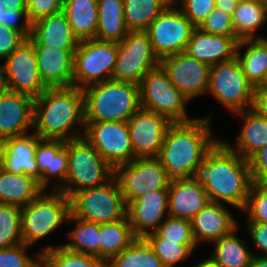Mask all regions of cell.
Wrapping results in <instances>:
<instances>
[{
  "label": "cell",
  "mask_w": 267,
  "mask_h": 267,
  "mask_svg": "<svg viewBox=\"0 0 267 267\" xmlns=\"http://www.w3.org/2000/svg\"><path fill=\"white\" fill-rule=\"evenodd\" d=\"M198 177L211 202L243 210L253 185L249 161L218 140L207 152Z\"/></svg>",
  "instance_id": "6da1fadb"
},
{
  "label": "cell",
  "mask_w": 267,
  "mask_h": 267,
  "mask_svg": "<svg viewBox=\"0 0 267 267\" xmlns=\"http://www.w3.org/2000/svg\"><path fill=\"white\" fill-rule=\"evenodd\" d=\"M210 118H197L168 127L157 158L171 179L199 175L205 155L219 140L213 138Z\"/></svg>",
  "instance_id": "7a4b0ae2"
},
{
  "label": "cell",
  "mask_w": 267,
  "mask_h": 267,
  "mask_svg": "<svg viewBox=\"0 0 267 267\" xmlns=\"http://www.w3.org/2000/svg\"><path fill=\"white\" fill-rule=\"evenodd\" d=\"M77 125L85 129L82 89L74 86L47 88L34 99L33 132L41 139L68 141L79 138L84 131L71 133Z\"/></svg>",
  "instance_id": "3957f363"
},
{
  "label": "cell",
  "mask_w": 267,
  "mask_h": 267,
  "mask_svg": "<svg viewBox=\"0 0 267 267\" xmlns=\"http://www.w3.org/2000/svg\"><path fill=\"white\" fill-rule=\"evenodd\" d=\"M85 121H121L141 107L139 84L108 80L83 89Z\"/></svg>",
  "instance_id": "277c9868"
},
{
  "label": "cell",
  "mask_w": 267,
  "mask_h": 267,
  "mask_svg": "<svg viewBox=\"0 0 267 267\" xmlns=\"http://www.w3.org/2000/svg\"><path fill=\"white\" fill-rule=\"evenodd\" d=\"M68 153V173L58 189L68 198L75 192L95 188L114 177V168L81 136L65 141Z\"/></svg>",
  "instance_id": "5b68a950"
},
{
  "label": "cell",
  "mask_w": 267,
  "mask_h": 267,
  "mask_svg": "<svg viewBox=\"0 0 267 267\" xmlns=\"http://www.w3.org/2000/svg\"><path fill=\"white\" fill-rule=\"evenodd\" d=\"M45 192V193H44ZM70 200L59 190H43L33 201L21 208V234L27 246L35 244L68 222Z\"/></svg>",
  "instance_id": "8992f818"
},
{
  "label": "cell",
  "mask_w": 267,
  "mask_h": 267,
  "mask_svg": "<svg viewBox=\"0 0 267 267\" xmlns=\"http://www.w3.org/2000/svg\"><path fill=\"white\" fill-rule=\"evenodd\" d=\"M70 215L95 223H112L126 217L127 205L117 180L73 193L70 197Z\"/></svg>",
  "instance_id": "52a82bcc"
},
{
  "label": "cell",
  "mask_w": 267,
  "mask_h": 267,
  "mask_svg": "<svg viewBox=\"0 0 267 267\" xmlns=\"http://www.w3.org/2000/svg\"><path fill=\"white\" fill-rule=\"evenodd\" d=\"M139 95L141 108L156 112L172 124L195 120L188 117L185 109L189 99L176 89L160 66L142 78Z\"/></svg>",
  "instance_id": "ba28073f"
},
{
  "label": "cell",
  "mask_w": 267,
  "mask_h": 267,
  "mask_svg": "<svg viewBox=\"0 0 267 267\" xmlns=\"http://www.w3.org/2000/svg\"><path fill=\"white\" fill-rule=\"evenodd\" d=\"M117 52L116 42L97 39L79 41L74 53L73 86L83 90L111 80Z\"/></svg>",
  "instance_id": "9c48e42d"
},
{
  "label": "cell",
  "mask_w": 267,
  "mask_h": 267,
  "mask_svg": "<svg viewBox=\"0 0 267 267\" xmlns=\"http://www.w3.org/2000/svg\"><path fill=\"white\" fill-rule=\"evenodd\" d=\"M208 92L235 114L252 108L255 88L235 57L211 66Z\"/></svg>",
  "instance_id": "30bf717a"
},
{
  "label": "cell",
  "mask_w": 267,
  "mask_h": 267,
  "mask_svg": "<svg viewBox=\"0 0 267 267\" xmlns=\"http://www.w3.org/2000/svg\"><path fill=\"white\" fill-rule=\"evenodd\" d=\"M117 46L112 80L139 84L147 72L159 66L160 60L145 31H129Z\"/></svg>",
  "instance_id": "8fae6325"
},
{
  "label": "cell",
  "mask_w": 267,
  "mask_h": 267,
  "mask_svg": "<svg viewBox=\"0 0 267 267\" xmlns=\"http://www.w3.org/2000/svg\"><path fill=\"white\" fill-rule=\"evenodd\" d=\"M126 205L145 193L168 189L171 178L156 158H137L114 168Z\"/></svg>",
  "instance_id": "7c38bea8"
},
{
  "label": "cell",
  "mask_w": 267,
  "mask_h": 267,
  "mask_svg": "<svg viewBox=\"0 0 267 267\" xmlns=\"http://www.w3.org/2000/svg\"><path fill=\"white\" fill-rule=\"evenodd\" d=\"M172 2L145 30L155 55L160 59L185 52L196 28Z\"/></svg>",
  "instance_id": "4fadbf2b"
},
{
  "label": "cell",
  "mask_w": 267,
  "mask_h": 267,
  "mask_svg": "<svg viewBox=\"0 0 267 267\" xmlns=\"http://www.w3.org/2000/svg\"><path fill=\"white\" fill-rule=\"evenodd\" d=\"M84 138L113 168L134 159L127 122L85 121Z\"/></svg>",
  "instance_id": "5bb4252c"
},
{
  "label": "cell",
  "mask_w": 267,
  "mask_h": 267,
  "mask_svg": "<svg viewBox=\"0 0 267 267\" xmlns=\"http://www.w3.org/2000/svg\"><path fill=\"white\" fill-rule=\"evenodd\" d=\"M2 66L3 88L37 98L47 87L43 84L33 45L26 40Z\"/></svg>",
  "instance_id": "9a60e30c"
},
{
  "label": "cell",
  "mask_w": 267,
  "mask_h": 267,
  "mask_svg": "<svg viewBox=\"0 0 267 267\" xmlns=\"http://www.w3.org/2000/svg\"><path fill=\"white\" fill-rule=\"evenodd\" d=\"M159 66L176 89L189 100L207 93L211 69L208 64L181 52L160 59Z\"/></svg>",
  "instance_id": "2e32d148"
},
{
  "label": "cell",
  "mask_w": 267,
  "mask_h": 267,
  "mask_svg": "<svg viewBox=\"0 0 267 267\" xmlns=\"http://www.w3.org/2000/svg\"><path fill=\"white\" fill-rule=\"evenodd\" d=\"M127 124L134 159L158 157L165 133L172 123L156 112L140 107Z\"/></svg>",
  "instance_id": "e0dca14e"
},
{
  "label": "cell",
  "mask_w": 267,
  "mask_h": 267,
  "mask_svg": "<svg viewBox=\"0 0 267 267\" xmlns=\"http://www.w3.org/2000/svg\"><path fill=\"white\" fill-rule=\"evenodd\" d=\"M27 40L35 50L43 84L47 88L73 86L75 50L41 45L32 36Z\"/></svg>",
  "instance_id": "ac0fdd59"
},
{
  "label": "cell",
  "mask_w": 267,
  "mask_h": 267,
  "mask_svg": "<svg viewBox=\"0 0 267 267\" xmlns=\"http://www.w3.org/2000/svg\"><path fill=\"white\" fill-rule=\"evenodd\" d=\"M126 216L136 237L154 232L168 216V189L145 193L128 203Z\"/></svg>",
  "instance_id": "d6986e66"
},
{
  "label": "cell",
  "mask_w": 267,
  "mask_h": 267,
  "mask_svg": "<svg viewBox=\"0 0 267 267\" xmlns=\"http://www.w3.org/2000/svg\"><path fill=\"white\" fill-rule=\"evenodd\" d=\"M33 102L28 95L5 88L0 90V137L28 134L33 128Z\"/></svg>",
  "instance_id": "ffe728a7"
},
{
  "label": "cell",
  "mask_w": 267,
  "mask_h": 267,
  "mask_svg": "<svg viewBox=\"0 0 267 267\" xmlns=\"http://www.w3.org/2000/svg\"><path fill=\"white\" fill-rule=\"evenodd\" d=\"M209 202L198 176L171 180L168 187V216L191 220Z\"/></svg>",
  "instance_id": "44dd1931"
},
{
  "label": "cell",
  "mask_w": 267,
  "mask_h": 267,
  "mask_svg": "<svg viewBox=\"0 0 267 267\" xmlns=\"http://www.w3.org/2000/svg\"><path fill=\"white\" fill-rule=\"evenodd\" d=\"M239 40L235 36H218L195 28L185 52L209 66L233 60Z\"/></svg>",
  "instance_id": "7402d4cb"
},
{
  "label": "cell",
  "mask_w": 267,
  "mask_h": 267,
  "mask_svg": "<svg viewBox=\"0 0 267 267\" xmlns=\"http://www.w3.org/2000/svg\"><path fill=\"white\" fill-rule=\"evenodd\" d=\"M191 227L196 244L199 241L211 242L229 234L238 226L229 210L222 203L209 202L191 220Z\"/></svg>",
  "instance_id": "603a6c76"
},
{
  "label": "cell",
  "mask_w": 267,
  "mask_h": 267,
  "mask_svg": "<svg viewBox=\"0 0 267 267\" xmlns=\"http://www.w3.org/2000/svg\"><path fill=\"white\" fill-rule=\"evenodd\" d=\"M41 138L34 132L5 139L3 169L18 174H25L41 186V173L35 159V149Z\"/></svg>",
  "instance_id": "cb8c5ba5"
},
{
  "label": "cell",
  "mask_w": 267,
  "mask_h": 267,
  "mask_svg": "<svg viewBox=\"0 0 267 267\" xmlns=\"http://www.w3.org/2000/svg\"><path fill=\"white\" fill-rule=\"evenodd\" d=\"M35 159L41 173V187L46 190L49 177L56 178L57 185L52 190H58L66 181L68 173V153L64 140L41 139L35 149Z\"/></svg>",
  "instance_id": "d4e9b609"
},
{
  "label": "cell",
  "mask_w": 267,
  "mask_h": 267,
  "mask_svg": "<svg viewBox=\"0 0 267 267\" xmlns=\"http://www.w3.org/2000/svg\"><path fill=\"white\" fill-rule=\"evenodd\" d=\"M31 36L41 45L66 50H76L79 43L63 11L32 23Z\"/></svg>",
  "instance_id": "484cf974"
},
{
  "label": "cell",
  "mask_w": 267,
  "mask_h": 267,
  "mask_svg": "<svg viewBox=\"0 0 267 267\" xmlns=\"http://www.w3.org/2000/svg\"><path fill=\"white\" fill-rule=\"evenodd\" d=\"M236 115H242L244 118L236 146H231L226 141L224 143L242 158L249 160L256 152L267 146V119L252 108L237 112Z\"/></svg>",
  "instance_id": "4316f807"
},
{
  "label": "cell",
  "mask_w": 267,
  "mask_h": 267,
  "mask_svg": "<svg viewBox=\"0 0 267 267\" xmlns=\"http://www.w3.org/2000/svg\"><path fill=\"white\" fill-rule=\"evenodd\" d=\"M44 189L38 181L25 174L0 169V203L20 208L33 201Z\"/></svg>",
  "instance_id": "83f0119b"
},
{
  "label": "cell",
  "mask_w": 267,
  "mask_h": 267,
  "mask_svg": "<svg viewBox=\"0 0 267 267\" xmlns=\"http://www.w3.org/2000/svg\"><path fill=\"white\" fill-rule=\"evenodd\" d=\"M63 12L78 41L95 39L98 27L97 0H64Z\"/></svg>",
  "instance_id": "f1b7e54d"
},
{
  "label": "cell",
  "mask_w": 267,
  "mask_h": 267,
  "mask_svg": "<svg viewBox=\"0 0 267 267\" xmlns=\"http://www.w3.org/2000/svg\"><path fill=\"white\" fill-rule=\"evenodd\" d=\"M98 27L95 39L121 42L129 32L125 25L123 0H97Z\"/></svg>",
  "instance_id": "f546056e"
},
{
  "label": "cell",
  "mask_w": 267,
  "mask_h": 267,
  "mask_svg": "<svg viewBox=\"0 0 267 267\" xmlns=\"http://www.w3.org/2000/svg\"><path fill=\"white\" fill-rule=\"evenodd\" d=\"M248 45V46H247ZM247 46L244 54L240 49ZM236 58L243 73L254 88H258L267 72V39H247L238 42Z\"/></svg>",
  "instance_id": "4dcf8cb0"
},
{
  "label": "cell",
  "mask_w": 267,
  "mask_h": 267,
  "mask_svg": "<svg viewBox=\"0 0 267 267\" xmlns=\"http://www.w3.org/2000/svg\"><path fill=\"white\" fill-rule=\"evenodd\" d=\"M99 236V259L104 264L128 248L137 238L127 216L116 222L100 224Z\"/></svg>",
  "instance_id": "1f68e13d"
},
{
  "label": "cell",
  "mask_w": 267,
  "mask_h": 267,
  "mask_svg": "<svg viewBox=\"0 0 267 267\" xmlns=\"http://www.w3.org/2000/svg\"><path fill=\"white\" fill-rule=\"evenodd\" d=\"M235 37L241 40L263 39L256 36L255 32L267 20V6L264 0H247L237 4L232 15Z\"/></svg>",
  "instance_id": "d6a6232c"
},
{
  "label": "cell",
  "mask_w": 267,
  "mask_h": 267,
  "mask_svg": "<svg viewBox=\"0 0 267 267\" xmlns=\"http://www.w3.org/2000/svg\"><path fill=\"white\" fill-rule=\"evenodd\" d=\"M238 226L229 234L214 241V253L210 257L220 267H250L254 256L246 242L236 235Z\"/></svg>",
  "instance_id": "836d02e7"
},
{
  "label": "cell",
  "mask_w": 267,
  "mask_h": 267,
  "mask_svg": "<svg viewBox=\"0 0 267 267\" xmlns=\"http://www.w3.org/2000/svg\"><path fill=\"white\" fill-rule=\"evenodd\" d=\"M173 0H123L125 25L129 31H145Z\"/></svg>",
  "instance_id": "e575fe53"
},
{
  "label": "cell",
  "mask_w": 267,
  "mask_h": 267,
  "mask_svg": "<svg viewBox=\"0 0 267 267\" xmlns=\"http://www.w3.org/2000/svg\"><path fill=\"white\" fill-rule=\"evenodd\" d=\"M67 221L76 223V227L67 234L71 241L62 246L70 251L99 258L100 224L79 219L72 215H69Z\"/></svg>",
  "instance_id": "d590c367"
},
{
  "label": "cell",
  "mask_w": 267,
  "mask_h": 267,
  "mask_svg": "<svg viewBox=\"0 0 267 267\" xmlns=\"http://www.w3.org/2000/svg\"><path fill=\"white\" fill-rule=\"evenodd\" d=\"M105 267H165L144 237H137L128 248L111 258Z\"/></svg>",
  "instance_id": "8d00e7d4"
},
{
  "label": "cell",
  "mask_w": 267,
  "mask_h": 267,
  "mask_svg": "<svg viewBox=\"0 0 267 267\" xmlns=\"http://www.w3.org/2000/svg\"><path fill=\"white\" fill-rule=\"evenodd\" d=\"M39 253L41 267H105L98 257L70 251L62 245L45 246Z\"/></svg>",
  "instance_id": "74e56055"
},
{
  "label": "cell",
  "mask_w": 267,
  "mask_h": 267,
  "mask_svg": "<svg viewBox=\"0 0 267 267\" xmlns=\"http://www.w3.org/2000/svg\"><path fill=\"white\" fill-rule=\"evenodd\" d=\"M23 243L21 234V208L0 203V249Z\"/></svg>",
  "instance_id": "f35d334b"
},
{
  "label": "cell",
  "mask_w": 267,
  "mask_h": 267,
  "mask_svg": "<svg viewBox=\"0 0 267 267\" xmlns=\"http://www.w3.org/2000/svg\"><path fill=\"white\" fill-rule=\"evenodd\" d=\"M144 238L165 267H175V264L191 256L192 251L197 247V245L176 244L161 239L155 232L147 234Z\"/></svg>",
  "instance_id": "ab89813d"
},
{
  "label": "cell",
  "mask_w": 267,
  "mask_h": 267,
  "mask_svg": "<svg viewBox=\"0 0 267 267\" xmlns=\"http://www.w3.org/2000/svg\"><path fill=\"white\" fill-rule=\"evenodd\" d=\"M161 239L183 245H197L191 227V221L167 216L154 231Z\"/></svg>",
  "instance_id": "60d3db41"
},
{
  "label": "cell",
  "mask_w": 267,
  "mask_h": 267,
  "mask_svg": "<svg viewBox=\"0 0 267 267\" xmlns=\"http://www.w3.org/2000/svg\"><path fill=\"white\" fill-rule=\"evenodd\" d=\"M243 211L248 214L247 222L267 224V184L253 183Z\"/></svg>",
  "instance_id": "b9f144b4"
},
{
  "label": "cell",
  "mask_w": 267,
  "mask_h": 267,
  "mask_svg": "<svg viewBox=\"0 0 267 267\" xmlns=\"http://www.w3.org/2000/svg\"><path fill=\"white\" fill-rule=\"evenodd\" d=\"M29 247L21 243L0 249V267H41L40 253L35 255L36 258H31L26 253Z\"/></svg>",
  "instance_id": "7bdbcfd3"
},
{
  "label": "cell",
  "mask_w": 267,
  "mask_h": 267,
  "mask_svg": "<svg viewBox=\"0 0 267 267\" xmlns=\"http://www.w3.org/2000/svg\"><path fill=\"white\" fill-rule=\"evenodd\" d=\"M198 28L213 35L235 36L232 15L216 7Z\"/></svg>",
  "instance_id": "ee69618b"
},
{
  "label": "cell",
  "mask_w": 267,
  "mask_h": 267,
  "mask_svg": "<svg viewBox=\"0 0 267 267\" xmlns=\"http://www.w3.org/2000/svg\"><path fill=\"white\" fill-rule=\"evenodd\" d=\"M178 0H173L176 4ZM181 12L198 28L208 15L215 9L216 0H180Z\"/></svg>",
  "instance_id": "f6af8a7d"
},
{
  "label": "cell",
  "mask_w": 267,
  "mask_h": 267,
  "mask_svg": "<svg viewBox=\"0 0 267 267\" xmlns=\"http://www.w3.org/2000/svg\"><path fill=\"white\" fill-rule=\"evenodd\" d=\"M64 0H26V11L31 23L63 11Z\"/></svg>",
  "instance_id": "bcb514c9"
},
{
  "label": "cell",
  "mask_w": 267,
  "mask_h": 267,
  "mask_svg": "<svg viewBox=\"0 0 267 267\" xmlns=\"http://www.w3.org/2000/svg\"><path fill=\"white\" fill-rule=\"evenodd\" d=\"M21 19H24L22 24L19 23ZM0 24L20 32L26 39L31 36L32 23L27 11H15L6 8L0 13Z\"/></svg>",
  "instance_id": "7dc6e473"
},
{
  "label": "cell",
  "mask_w": 267,
  "mask_h": 267,
  "mask_svg": "<svg viewBox=\"0 0 267 267\" xmlns=\"http://www.w3.org/2000/svg\"><path fill=\"white\" fill-rule=\"evenodd\" d=\"M26 40L20 32L0 24V59H6Z\"/></svg>",
  "instance_id": "c3c4849f"
},
{
  "label": "cell",
  "mask_w": 267,
  "mask_h": 267,
  "mask_svg": "<svg viewBox=\"0 0 267 267\" xmlns=\"http://www.w3.org/2000/svg\"><path fill=\"white\" fill-rule=\"evenodd\" d=\"M248 161L253 182L267 184V146L256 152Z\"/></svg>",
  "instance_id": "681fc988"
},
{
  "label": "cell",
  "mask_w": 267,
  "mask_h": 267,
  "mask_svg": "<svg viewBox=\"0 0 267 267\" xmlns=\"http://www.w3.org/2000/svg\"><path fill=\"white\" fill-rule=\"evenodd\" d=\"M247 231L257 249L264 252L259 256L267 257V224L261 222H247Z\"/></svg>",
  "instance_id": "f907efd6"
},
{
  "label": "cell",
  "mask_w": 267,
  "mask_h": 267,
  "mask_svg": "<svg viewBox=\"0 0 267 267\" xmlns=\"http://www.w3.org/2000/svg\"><path fill=\"white\" fill-rule=\"evenodd\" d=\"M252 109L267 119V88H255Z\"/></svg>",
  "instance_id": "816d5d0a"
},
{
  "label": "cell",
  "mask_w": 267,
  "mask_h": 267,
  "mask_svg": "<svg viewBox=\"0 0 267 267\" xmlns=\"http://www.w3.org/2000/svg\"><path fill=\"white\" fill-rule=\"evenodd\" d=\"M236 6L237 4L232 0H216V8L230 15H233Z\"/></svg>",
  "instance_id": "f5cc1de1"
},
{
  "label": "cell",
  "mask_w": 267,
  "mask_h": 267,
  "mask_svg": "<svg viewBox=\"0 0 267 267\" xmlns=\"http://www.w3.org/2000/svg\"><path fill=\"white\" fill-rule=\"evenodd\" d=\"M6 8L15 11H26V0H4Z\"/></svg>",
  "instance_id": "db71d44e"
},
{
  "label": "cell",
  "mask_w": 267,
  "mask_h": 267,
  "mask_svg": "<svg viewBox=\"0 0 267 267\" xmlns=\"http://www.w3.org/2000/svg\"><path fill=\"white\" fill-rule=\"evenodd\" d=\"M250 267H267V257L254 255Z\"/></svg>",
  "instance_id": "11a10c76"
},
{
  "label": "cell",
  "mask_w": 267,
  "mask_h": 267,
  "mask_svg": "<svg viewBox=\"0 0 267 267\" xmlns=\"http://www.w3.org/2000/svg\"><path fill=\"white\" fill-rule=\"evenodd\" d=\"M195 267H220L217 263H215L210 257L208 259L202 260L198 262Z\"/></svg>",
  "instance_id": "9f6ffc18"
},
{
  "label": "cell",
  "mask_w": 267,
  "mask_h": 267,
  "mask_svg": "<svg viewBox=\"0 0 267 267\" xmlns=\"http://www.w3.org/2000/svg\"><path fill=\"white\" fill-rule=\"evenodd\" d=\"M5 154V138L0 137V169L3 168Z\"/></svg>",
  "instance_id": "6f0895ef"
},
{
  "label": "cell",
  "mask_w": 267,
  "mask_h": 267,
  "mask_svg": "<svg viewBox=\"0 0 267 267\" xmlns=\"http://www.w3.org/2000/svg\"><path fill=\"white\" fill-rule=\"evenodd\" d=\"M258 88H267V72L263 80V83Z\"/></svg>",
  "instance_id": "680465c9"
},
{
  "label": "cell",
  "mask_w": 267,
  "mask_h": 267,
  "mask_svg": "<svg viewBox=\"0 0 267 267\" xmlns=\"http://www.w3.org/2000/svg\"><path fill=\"white\" fill-rule=\"evenodd\" d=\"M4 10H6V5L4 3V0H0V13Z\"/></svg>",
  "instance_id": "91938a15"
},
{
  "label": "cell",
  "mask_w": 267,
  "mask_h": 267,
  "mask_svg": "<svg viewBox=\"0 0 267 267\" xmlns=\"http://www.w3.org/2000/svg\"><path fill=\"white\" fill-rule=\"evenodd\" d=\"M3 88V83H2V66H0V90Z\"/></svg>",
  "instance_id": "94428289"
},
{
  "label": "cell",
  "mask_w": 267,
  "mask_h": 267,
  "mask_svg": "<svg viewBox=\"0 0 267 267\" xmlns=\"http://www.w3.org/2000/svg\"><path fill=\"white\" fill-rule=\"evenodd\" d=\"M233 2H235L236 4H239V3H242L244 1H247V0H232Z\"/></svg>",
  "instance_id": "6125c7cd"
}]
</instances>
